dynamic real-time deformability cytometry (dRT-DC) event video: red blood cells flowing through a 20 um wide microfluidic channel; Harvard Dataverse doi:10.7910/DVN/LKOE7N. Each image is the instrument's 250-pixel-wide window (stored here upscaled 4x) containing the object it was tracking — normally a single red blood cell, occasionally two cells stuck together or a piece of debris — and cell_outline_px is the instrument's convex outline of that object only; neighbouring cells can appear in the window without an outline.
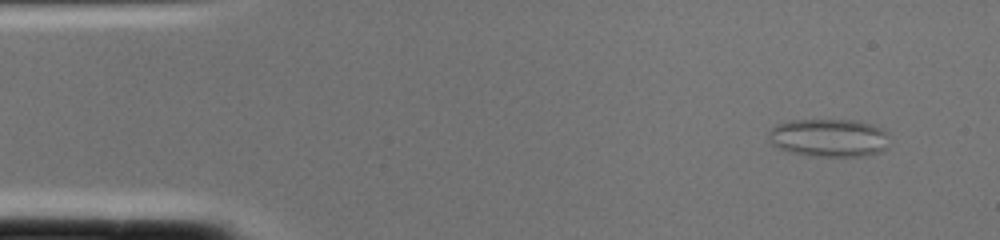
{"species": "common noctule bat (a hibernating species)", "species_latin": "Nyctalus noctula", "temperature_condition": "cold", "stored_images_in_passage": 1, "camera_frame_rate_fps": 3000, "um_per_image_px": 0.085, "animal": {"sex": "female", "body_mass_g": 22.0, "forearm_length_mm": 56.7}, "frame": {"image": 1, "passage_image": 1, "time_ms": 0.0, "image_size_px": [1000, 240], "cell_outline_px": [[888, 132], [884, 148], [880, 152], [864, 156], [808, 156], [776, 148], [772, 144], [768, 136], [768, 132], [776, 124], [788, 120], [860, 120], [872, 124]], "centroid_in_image_um": [70.42, 11.7], "position_along_channel_um": 14.6, "area_um2": 26.93}}